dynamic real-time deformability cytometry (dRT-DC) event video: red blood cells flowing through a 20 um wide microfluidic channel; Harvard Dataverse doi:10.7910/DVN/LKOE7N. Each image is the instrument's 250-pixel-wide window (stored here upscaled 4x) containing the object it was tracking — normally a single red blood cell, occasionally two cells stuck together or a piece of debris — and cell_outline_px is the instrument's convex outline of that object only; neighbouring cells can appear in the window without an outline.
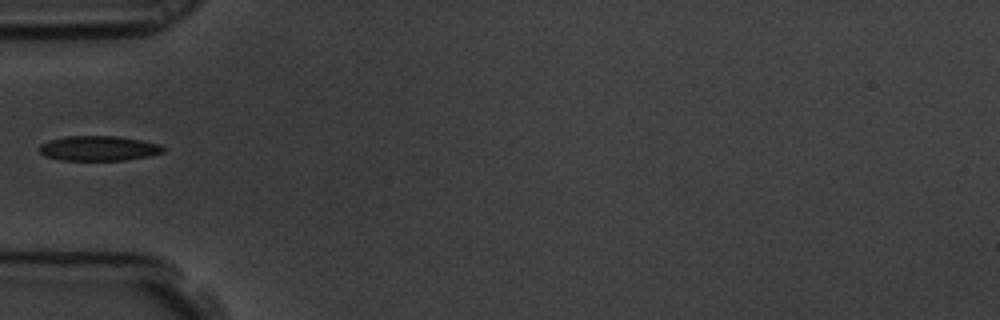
{"species": "common noctule bat (a hibernating species)", "species_latin": "Nyctalus noctula", "temperature_condition": "room temperature", "stored_images_in_passage": 5, "camera_frame_rate_fps": 3000, "um_per_image_px": 0.085, "animal": {"sex": "male", "body_mass_g": 19.5, "forearm_length_mm": 54.6}, "frame": {"image": 1, "passage_image": 5, "time_ms": 1.333, "image_size_px": [1000, 320], "cell_outline_px": [[164, 152], [148, 156], [124, 160], [60, 160], [44, 156], [40, 152], [40, 144], [48, 140], [64, 136], [116, 136], [140, 140], [160, 144], [164, 148]], "centroid_in_image_um": [8.35, 12.6], "position_along_channel_um": 76.6, "area_um2": 17.98}}